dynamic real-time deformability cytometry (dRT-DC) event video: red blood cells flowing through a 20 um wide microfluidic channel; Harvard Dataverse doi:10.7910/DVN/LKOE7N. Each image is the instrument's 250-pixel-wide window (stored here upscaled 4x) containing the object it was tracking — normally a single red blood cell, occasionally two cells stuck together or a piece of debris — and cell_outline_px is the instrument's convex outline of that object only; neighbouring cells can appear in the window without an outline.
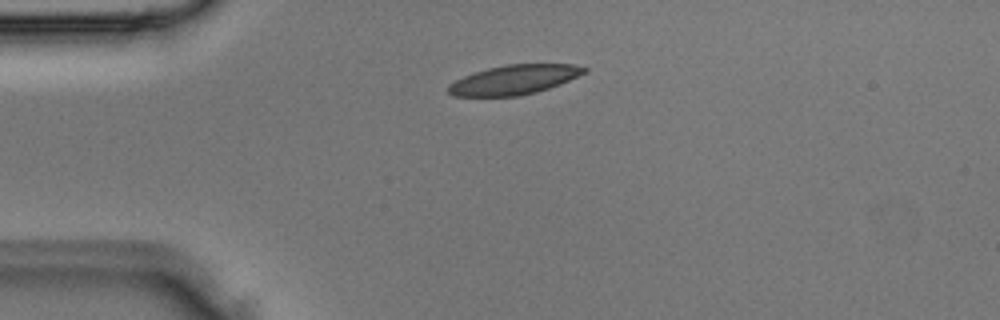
{"species": "Egyptian fruit bat (a non-hibernating species)", "species_latin": "Rousettus aegyptiacus", "temperature_condition": "room temperature", "stored_images_in_passage": 2, "camera_frame_rate_fps": 3000, "um_per_image_px": 0.085, "animal": {"sex": "male"}, "frame": {"image": 1, "passage_image": 2, "time_ms": 0.333, "image_size_px": [1000, 320], "cell_outline_px": [[588, 72], [560, 84], [536, 92], [520, 96], [452, 96], [448, 92], [448, 84], [464, 76], [488, 68], [508, 64], [572, 64], [588, 68]], "centroid_in_image_um": [43.72, 6.78], "position_along_channel_um": 41.3, "area_um2": 23.29}}